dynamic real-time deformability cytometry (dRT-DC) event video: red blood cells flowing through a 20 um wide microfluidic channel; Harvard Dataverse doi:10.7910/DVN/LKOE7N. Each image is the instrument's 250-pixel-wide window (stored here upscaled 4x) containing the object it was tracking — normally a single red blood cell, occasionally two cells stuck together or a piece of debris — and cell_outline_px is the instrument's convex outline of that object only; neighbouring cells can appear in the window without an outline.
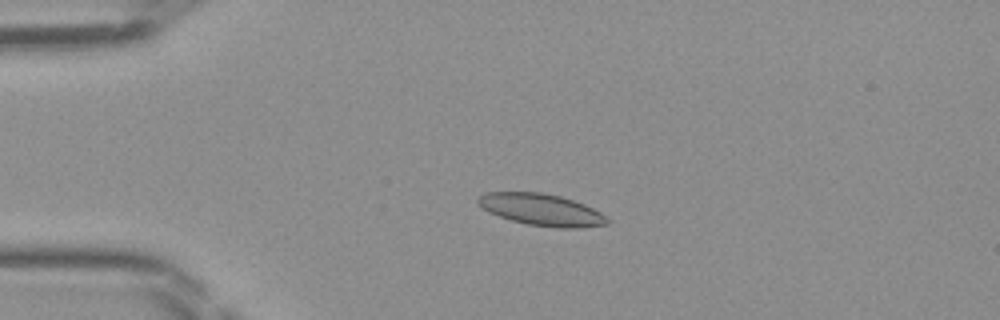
{"species": "Egyptian fruit bat (a non-hibernating species)", "species_latin": "Rousettus aegyptiacus", "temperature_condition": "room temperature", "stored_images_in_passage": 48, "camera_frame_rate_fps": 3000, "um_per_image_px": 0.085, "frame": {"image": 1, "passage_image": 12, "time_ms": 3.667, "image_size_px": [1000, 320], "cell_outline_px": [[608, 224], [580, 228], [556, 228], [528, 224], [512, 220], [488, 212], [476, 200], [484, 192], [540, 192], [560, 196], [584, 204], [600, 212], [608, 220]], "centroid_in_image_um": [46.02, 17.82], "position_along_channel_um": 39.0, "area_um2": 23.7}}
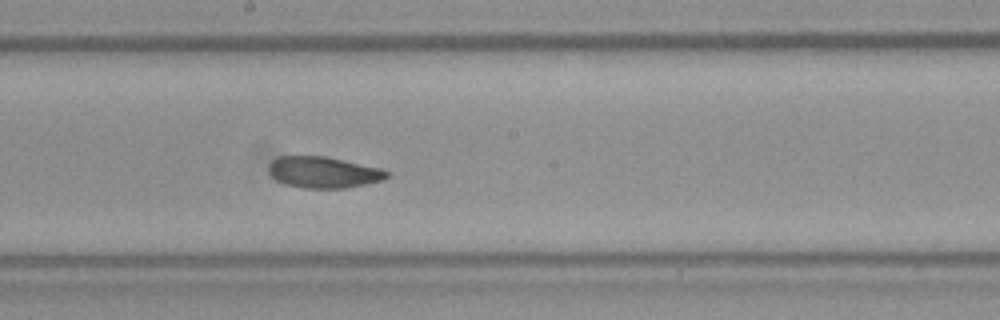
{"frame": {"image": 2, "passage_image": 27, "time_ms": 8.667, "image_size_px": [1000, 320], "cell_outline_px": [[388, 176], [380, 180], [364, 184], [344, 188], [304, 188], [288, 184], [276, 180], [268, 172], [268, 164], [276, 156], [324, 156], [344, 160], [380, 168], [388, 172]], "centroid_in_image_um": [27.43, 14.63], "position_along_channel_um": 220.8, "area_um2": 21.33}}
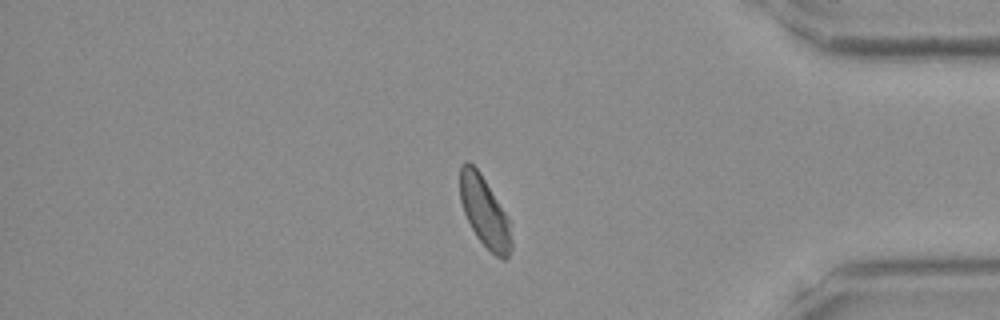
{"frame": {"image": 3, "passage_image": 41, "time_ms": 13.333, "image_size_px": [1000, 320], "cell_outline_px": [[512, 248], [508, 256], [504, 260], [500, 260], [476, 236], [464, 212], [460, 200], [460, 164], [464, 160], [468, 160], [480, 172], [508, 216], [512, 240]], "centroid_in_image_um": [41.19, 17.99], "position_along_channel_um": 394.0, "area_um2": 21.1}}